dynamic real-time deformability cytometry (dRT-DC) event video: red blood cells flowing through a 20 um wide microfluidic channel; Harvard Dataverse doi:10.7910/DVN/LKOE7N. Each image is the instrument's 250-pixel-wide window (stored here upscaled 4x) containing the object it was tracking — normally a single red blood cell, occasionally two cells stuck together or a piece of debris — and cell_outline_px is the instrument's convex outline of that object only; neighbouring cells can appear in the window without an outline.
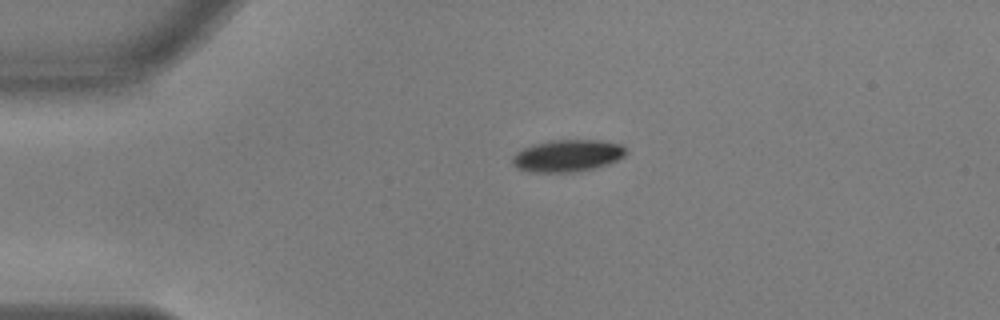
{"species": "common noctule bat (a hibernating species)", "species_latin": "Nyctalus noctula", "temperature_condition": "warm", "stored_images_in_passage": 36, "camera_frame_rate_fps": 3000, "um_per_image_px": 0.085, "animal": {"sex": "male", "body_mass_g": 17.9, "forearm_length_mm": 54.2}, "frame": {"image": 1, "passage_image": 1, "time_ms": 0.0, "image_size_px": [1000, 320], "cell_outline_px": [[628, 152], [624, 156], [608, 164], [592, 168], [572, 172], [528, 172], [516, 168], [512, 164], [512, 156], [516, 152], [532, 144], [552, 140], [600, 140], [624, 144]], "centroid_in_image_um": [48.23, 13.23], "position_along_channel_um": 36.8, "area_um2": 21.39}}
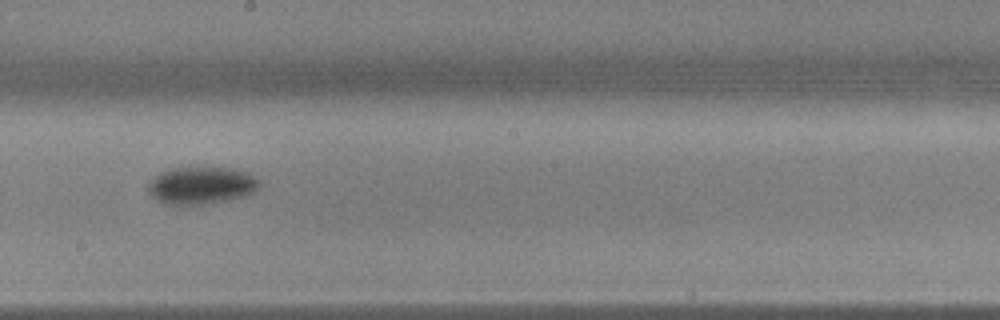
{"frame": {"image": 2, "passage_image": 20, "time_ms": 6.333, "image_size_px": [1000, 320], "cell_outline_px": [[260, 188], [244, 196], [228, 200], [204, 204], [164, 204], [156, 200], [148, 192], [148, 184], [156, 176], [172, 168], [196, 164], [232, 168], [248, 172], [260, 180]], "centroid_in_image_um": [17.14, 15.71], "position_along_channel_um": 231.1, "area_um2": 24.91}}
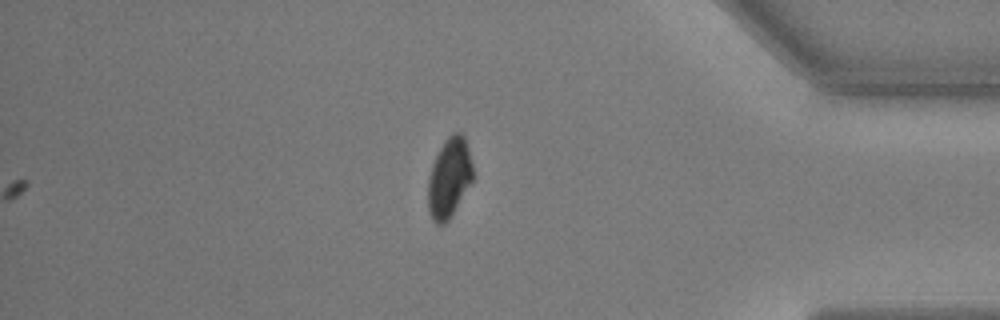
{"frame": {"image": 3, "passage_image": 36, "time_ms": 11.667, "image_size_px": [1000, 320], "cell_outline_px": [[472, 180], [448, 220], [444, 224], [436, 224], [432, 220], [428, 212], [428, 176], [432, 164], [444, 140], [452, 132], [460, 132], [464, 136], [468, 148], [472, 164]], "centroid_in_image_um": [38.15, 15.1], "position_along_channel_um": 397.0, "area_um2": 20.63}, "authors_computed_cell_mechanics": {"area_um2": 23.1489, "velocity_mm_per_s": 3.661, "shape_relaxation_time_tau1_ms": 2.5432, "shape_relaxation_time_tau2_ms": null, "deformation_change_tau1": 0.1392, "deformation_change_tau2": null}}